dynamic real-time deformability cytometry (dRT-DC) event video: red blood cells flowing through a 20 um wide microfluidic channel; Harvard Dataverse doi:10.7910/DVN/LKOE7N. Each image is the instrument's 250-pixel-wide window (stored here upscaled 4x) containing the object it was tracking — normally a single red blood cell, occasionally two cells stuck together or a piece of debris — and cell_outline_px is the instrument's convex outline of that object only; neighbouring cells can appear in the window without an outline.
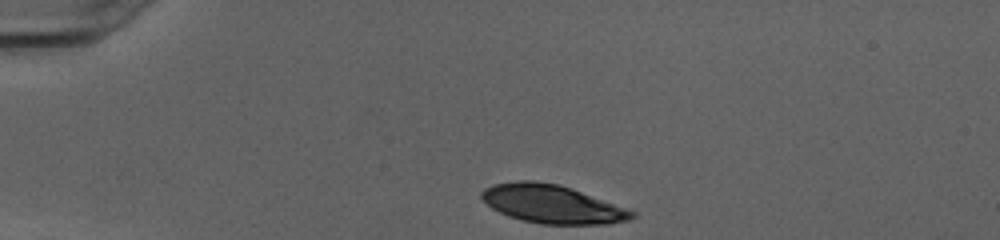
{"species": "human", "species_latin": "Homo sapiens", "temperature_condition": "cold", "stored_images_in_passage": 32, "camera_frame_rate_fps": 3000, "um_per_image_px": 0.085, "donor": {"sex": "female"}, "frame": {"image": 1, "passage_image": 1, "time_ms": 0.0, "image_size_px": [1000, 240], "cell_outline_px": [[636, 216], [632, 220], [608, 224], [540, 224], [520, 220], [508, 216], [492, 208], [480, 196], [480, 192], [484, 188], [496, 184], [516, 180], [532, 180], [556, 184], [572, 188], [636, 212]], "centroid_in_image_um": [46.93, 17.35], "position_along_channel_um": 38.1, "area_um2": 33.58}}
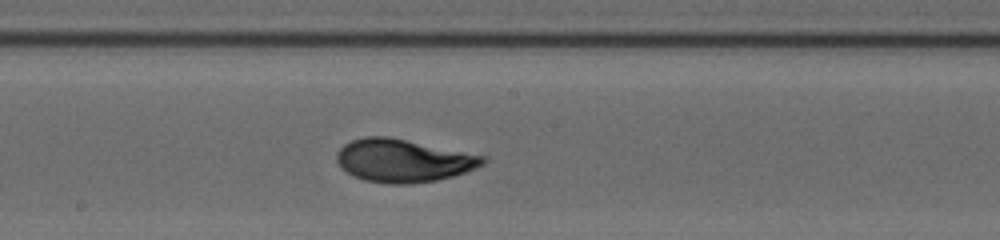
{"frame": {"image": 2, "passage_image": 18, "time_ms": 5.667, "image_size_px": [1000, 240], "cell_outline_px": [[488, 160], [484, 164], [464, 172], [452, 176], [436, 180], [408, 184], [392, 184], [364, 180], [352, 176], [336, 160], [336, 152], [344, 144], [352, 140], [364, 136], [388, 136], [484, 156]], "centroid_in_image_um": [34.24, 13.64], "position_along_channel_um": 214.0, "area_um2": 36.24}}
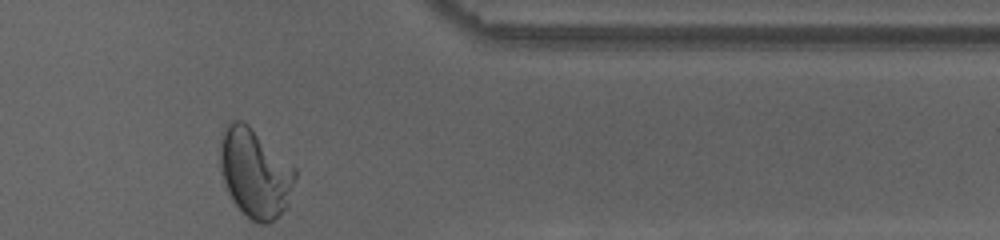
{"frame": {"image": 3, "passage_image": 32, "time_ms": 10.333, "image_size_px": [1000, 240], "cell_outline_px": [[296, 176], [288, 204], [268, 224], [260, 224], [252, 220], [232, 200], [228, 192], [220, 168], [220, 132], [232, 120], [244, 120], [296, 168]], "centroid_in_image_um": [21.66, 14.66], "position_along_channel_um": 389.7, "area_um2": 38.67}, "authors_computed_cell_mechanics": {"area_um2": 35.6048, "velocity_mm_per_s": 4.0152, "shape_relaxation_time_tau1_ms": 5.118, "shape_relaxation_time_tau2_ms": 0.875, "deformation_change_tau1": 0.2075, "deformation_change_tau2": 0.048}}